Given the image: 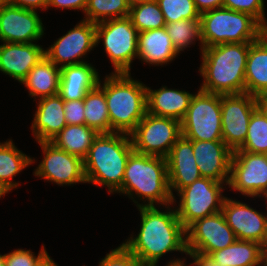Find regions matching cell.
<instances>
[{
    "mask_svg": "<svg viewBox=\"0 0 267 266\" xmlns=\"http://www.w3.org/2000/svg\"><path fill=\"white\" fill-rule=\"evenodd\" d=\"M156 207H137L141 215L138 234L122 243L144 266L159 262L163 255L173 251L188 254L186 229L175 207L167 205L162 208L164 211Z\"/></svg>",
    "mask_w": 267,
    "mask_h": 266,
    "instance_id": "obj_1",
    "label": "cell"
},
{
    "mask_svg": "<svg viewBox=\"0 0 267 266\" xmlns=\"http://www.w3.org/2000/svg\"><path fill=\"white\" fill-rule=\"evenodd\" d=\"M251 43L203 48L199 72L204 80L199 89L221 95L245 93V68Z\"/></svg>",
    "mask_w": 267,
    "mask_h": 266,
    "instance_id": "obj_2",
    "label": "cell"
},
{
    "mask_svg": "<svg viewBox=\"0 0 267 266\" xmlns=\"http://www.w3.org/2000/svg\"><path fill=\"white\" fill-rule=\"evenodd\" d=\"M117 193L126 194L137 207L175 205L169 188L166 158L133 151L126 163L122 188Z\"/></svg>",
    "mask_w": 267,
    "mask_h": 266,
    "instance_id": "obj_3",
    "label": "cell"
},
{
    "mask_svg": "<svg viewBox=\"0 0 267 266\" xmlns=\"http://www.w3.org/2000/svg\"><path fill=\"white\" fill-rule=\"evenodd\" d=\"M134 151L129 134L100 133L83 159L87 183L108 187L110 194L122 188L125 167Z\"/></svg>",
    "mask_w": 267,
    "mask_h": 266,
    "instance_id": "obj_4",
    "label": "cell"
},
{
    "mask_svg": "<svg viewBox=\"0 0 267 266\" xmlns=\"http://www.w3.org/2000/svg\"><path fill=\"white\" fill-rule=\"evenodd\" d=\"M99 79L109 113L111 132L130 134L147 113L146 85L130 73H113ZM102 84V85H101Z\"/></svg>",
    "mask_w": 267,
    "mask_h": 266,
    "instance_id": "obj_5",
    "label": "cell"
},
{
    "mask_svg": "<svg viewBox=\"0 0 267 266\" xmlns=\"http://www.w3.org/2000/svg\"><path fill=\"white\" fill-rule=\"evenodd\" d=\"M203 48L225 43L255 42L261 37L262 25L247 13L219 7L200 14Z\"/></svg>",
    "mask_w": 267,
    "mask_h": 266,
    "instance_id": "obj_6",
    "label": "cell"
},
{
    "mask_svg": "<svg viewBox=\"0 0 267 266\" xmlns=\"http://www.w3.org/2000/svg\"><path fill=\"white\" fill-rule=\"evenodd\" d=\"M95 41L96 47L102 41L113 73H130L138 53V31L129 16L96 23Z\"/></svg>",
    "mask_w": 267,
    "mask_h": 266,
    "instance_id": "obj_7",
    "label": "cell"
},
{
    "mask_svg": "<svg viewBox=\"0 0 267 266\" xmlns=\"http://www.w3.org/2000/svg\"><path fill=\"white\" fill-rule=\"evenodd\" d=\"M182 136L189 140L223 141L221 94L198 90L181 120Z\"/></svg>",
    "mask_w": 267,
    "mask_h": 266,
    "instance_id": "obj_8",
    "label": "cell"
},
{
    "mask_svg": "<svg viewBox=\"0 0 267 266\" xmlns=\"http://www.w3.org/2000/svg\"><path fill=\"white\" fill-rule=\"evenodd\" d=\"M225 185L210 178L200 177L176 193L180 200L175 210L185 229L196 220L221 212L226 197L223 196Z\"/></svg>",
    "mask_w": 267,
    "mask_h": 266,
    "instance_id": "obj_9",
    "label": "cell"
},
{
    "mask_svg": "<svg viewBox=\"0 0 267 266\" xmlns=\"http://www.w3.org/2000/svg\"><path fill=\"white\" fill-rule=\"evenodd\" d=\"M129 135L135 152L166 158L182 136L181 122L146 113Z\"/></svg>",
    "mask_w": 267,
    "mask_h": 266,
    "instance_id": "obj_10",
    "label": "cell"
},
{
    "mask_svg": "<svg viewBox=\"0 0 267 266\" xmlns=\"http://www.w3.org/2000/svg\"><path fill=\"white\" fill-rule=\"evenodd\" d=\"M228 187L246 197L267 199V154L233 151Z\"/></svg>",
    "mask_w": 267,
    "mask_h": 266,
    "instance_id": "obj_11",
    "label": "cell"
},
{
    "mask_svg": "<svg viewBox=\"0 0 267 266\" xmlns=\"http://www.w3.org/2000/svg\"><path fill=\"white\" fill-rule=\"evenodd\" d=\"M237 240L231 227L226 223L222 212L196 220L186 229L188 254L209 256Z\"/></svg>",
    "mask_w": 267,
    "mask_h": 266,
    "instance_id": "obj_12",
    "label": "cell"
},
{
    "mask_svg": "<svg viewBox=\"0 0 267 266\" xmlns=\"http://www.w3.org/2000/svg\"><path fill=\"white\" fill-rule=\"evenodd\" d=\"M42 148L44 158L33 172L34 176L42 177L58 186L87 183L83 159L59 149L50 141L37 142Z\"/></svg>",
    "mask_w": 267,
    "mask_h": 266,
    "instance_id": "obj_13",
    "label": "cell"
},
{
    "mask_svg": "<svg viewBox=\"0 0 267 266\" xmlns=\"http://www.w3.org/2000/svg\"><path fill=\"white\" fill-rule=\"evenodd\" d=\"M95 39L96 24L82 19L45 49V56L59 68L87 62L83 57L96 47Z\"/></svg>",
    "mask_w": 267,
    "mask_h": 266,
    "instance_id": "obj_14",
    "label": "cell"
},
{
    "mask_svg": "<svg viewBox=\"0 0 267 266\" xmlns=\"http://www.w3.org/2000/svg\"><path fill=\"white\" fill-rule=\"evenodd\" d=\"M256 108L255 96L248 93L221 95L222 139L232 151L244 143Z\"/></svg>",
    "mask_w": 267,
    "mask_h": 266,
    "instance_id": "obj_15",
    "label": "cell"
},
{
    "mask_svg": "<svg viewBox=\"0 0 267 266\" xmlns=\"http://www.w3.org/2000/svg\"><path fill=\"white\" fill-rule=\"evenodd\" d=\"M44 30L37 11L10 4L0 8L1 43H34L42 39Z\"/></svg>",
    "mask_w": 267,
    "mask_h": 266,
    "instance_id": "obj_16",
    "label": "cell"
},
{
    "mask_svg": "<svg viewBox=\"0 0 267 266\" xmlns=\"http://www.w3.org/2000/svg\"><path fill=\"white\" fill-rule=\"evenodd\" d=\"M222 214L237 240L263 244L267 233V213H261L248 204L225 197Z\"/></svg>",
    "mask_w": 267,
    "mask_h": 266,
    "instance_id": "obj_17",
    "label": "cell"
},
{
    "mask_svg": "<svg viewBox=\"0 0 267 266\" xmlns=\"http://www.w3.org/2000/svg\"><path fill=\"white\" fill-rule=\"evenodd\" d=\"M166 161L169 188L174 204V202L176 203V196L173 192L178 193L181 189L202 177L194 158L193 140L181 136L172 146Z\"/></svg>",
    "mask_w": 267,
    "mask_h": 266,
    "instance_id": "obj_18",
    "label": "cell"
},
{
    "mask_svg": "<svg viewBox=\"0 0 267 266\" xmlns=\"http://www.w3.org/2000/svg\"><path fill=\"white\" fill-rule=\"evenodd\" d=\"M193 152L202 177L228 186L233 151L224 141L193 140Z\"/></svg>",
    "mask_w": 267,
    "mask_h": 266,
    "instance_id": "obj_19",
    "label": "cell"
},
{
    "mask_svg": "<svg viewBox=\"0 0 267 266\" xmlns=\"http://www.w3.org/2000/svg\"><path fill=\"white\" fill-rule=\"evenodd\" d=\"M44 57L45 49L35 42H3L0 45V71L20 83Z\"/></svg>",
    "mask_w": 267,
    "mask_h": 266,
    "instance_id": "obj_20",
    "label": "cell"
},
{
    "mask_svg": "<svg viewBox=\"0 0 267 266\" xmlns=\"http://www.w3.org/2000/svg\"><path fill=\"white\" fill-rule=\"evenodd\" d=\"M33 116L31 130L37 142L51 141L67 125L59 94L39 99Z\"/></svg>",
    "mask_w": 267,
    "mask_h": 266,
    "instance_id": "obj_21",
    "label": "cell"
},
{
    "mask_svg": "<svg viewBox=\"0 0 267 266\" xmlns=\"http://www.w3.org/2000/svg\"><path fill=\"white\" fill-rule=\"evenodd\" d=\"M193 95L189 91L171 89L166 86H161L157 90L146 87L147 113L181 122Z\"/></svg>",
    "mask_w": 267,
    "mask_h": 266,
    "instance_id": "obj_22",
    "label": "cell"
},
{
    "mask_svg": "<svg viewBox=\"0 0 267 266\" xmlns=\"http://www.w3.org/2000/svg\"><path fill=\"white\" fill-rule=\"evenodd\" d=\"M99 79L98 71L88 62L62 67L59 95L64 101L84 99L98 85Z\"/></svg>",
    "mask_w": 267,
    "mask_h": 266,
    "instance_id": "obj_23",
    "label": "cell"
},
{
    "mask_svg": "<svg viewBox=\"0 0 267 266\" xmlns=\"http://www.w3.org/2000/svg\"><path fill=\"white\" fill-rule=\"evenodd\" d=\"M137 58L149 65L163 66L178 57L165 27L138 32Z\"/></svg>",
    "mask_w": 267,
    "mask_h": 266,
    "instance_id": "obj_24",
    "label": "cell"
},
{
    "mask_svg": "<svg viewBox=\"0 0 267 266\" xmlns=\"http://www.w3.org/2000/svg\"><path fill=\"white\" fill-rule=\"evenodd\" d=\"M61 68L57 67L46 56L42 58L20 82L29 95L39 99L59 94Z\"/></svg>",
    "mask_w": 267,
    "mask_h": 266,
    "instance_id": "obj_25",
    "label": "cell"
},
{
    "mask_svg": "<svg viewBox=\"0 0 267 266\" xmlns=\"http://www.w3.org/2000/svg\"><path fill=\"white\" fill-rule=\"evenodd\" d=\"M267 92V41L261 36L250 44L245 68V93Z\"/></svg>",
    "mask_w": 267,
    "mask_h": 266,
    "instance_id": "obj_26",
    "label": "cell"
},
{
    "mask_svg": "<svg viewBox=\"0 0 267 266\" xmlns=\"http://www.w3.org/2000/svg\"><path fill=\"white\" fill-rule=\"evenodd\" d=\"M208 258L221 266H261L262 245L254 241L236 240L230 246L212 252Z\"/></svg>",
    "mask_w": 267,
    "mask_h": 266,
    "instance_id": "obj_27",
    "label": "cell"
},
{
    "mask_svg": "<svg viewBox=\"0 0 267 266\" xmlns=\"http://www.w3.org/2000/svg\"><path fill=\"white\" fill-rule=\"evenodd\" d=\"M35 161L20 151L12 139L0 142V185L8 192L17 188L20 184L12 181V178Z\"/></svg>",
    "mask_w": 267,
    "mask_h": 266,
    "instance_id": "obj_28",
    "label": "cell"
},
{
    "mask_svg": "<svg viewBox=\"0 0 267 266\" xmlns=\"http://www.w3.org/2000/svg\"><path fill=\"white\" fill-rule=\"evenodd\" d=\"M97 135L94 129L85 124L66 125L50 142L59 149L84 159Z\"/></svg>",
    "mask_w": 267,
    "mask_h": 266,
    "instance_id": "obj_29",
    "label": "cell"
},
{
    "mask_svg": "<svg viewBox=\"0 0 267 266\" xmlns=\"http://www.w3.org/2000/svg\"><path fill=\"white\" fill-rule=\"evenodd\" d=\"M85 125L98 134L111 133L109 113L104 91L97 85L84 98Z\"/></svg>",
    "mask_w": 267,
    "mask_h": 266,
    "instance_id": "obj_30",
    "label": "cell"
},
{
    "mask_svg": "<svg viewBox=\"0 0 267 266\" xmlns=\"http://www.w3.org/2000/svg\"><path fill=\"white\" fill-rule=\"evenodd\" d=\"M129 14L130 6L125 0H88L83 19L96 24L127 17Z\"/></svg>",
    "mask_w": 267,
    "mask_h": 266,
    "instance_id": "obj_31",
    "label": "cell"
},
{
    "mask_svg": "<svg viewBox=\"0 0 267 266\" xmlns=\"http://www.w3.org/2000/svg\"><path fill=\"white\" fill-rule=\"evenodd\" d=\"M165 29L179 53L196 43L195 41H200V50L202 52L200 19L167 23Z\"/></svg>",
    "mask_w": 267,
    "mask_h": 266,
    "instance_id": "obj_32",
    "label": "cell"
},
{
    "mask_svg": "<svg viewBox=\"0 0 267 266\" xmlns=\"http://www.w3.org/2000/svg\"><path fill=\"white\" fill-rule=\"evenodd\" d=\"M129 17L138 32L159 29L166 25L164 15L156 0L131 6Z\"/></svg>",
    "mask_w": 267,
    "mask_h": 266,
    "instance_id": "obj_33",
    "label": "cell"
},
{
    "mask_svg": "<svg viewBox=\"0 0 267 266\" xmlns=\"http://www.w3.org/2000/svg\"><path fill=\"white\" fill-rule=\"evenodd\" d=\"M234 151L267 154V118L258 108L251 115L244 143Z\"/></svg>",
    "mask_w": 267,
    "mask_h": 266,
    "instance_id": "obj_34",
    "label": "cell"
},
{
    "mask_svg": "<svg viewBox=\"0 0 267 266\" xmlns=\"http://www.w3.org/2000/svg\"><path fill=\"white\" fill-rule=\"evenodd\" d=\"M166 24L180 20L200 19L193 0H156Z\"/></svg>",
    "mask_w": 267,
    "mask_h": 266,
    "instance_id": "obj_35",
    "label": "cell"
},
{
    "mask_svg": "<svg viewBox=\"0 0 267 266\" xmlns=\"http://www.w3.org/2000/svg\"><path fill=\"white\" fill-rule=\"evenodd\" d=\"M48 253L44 245H42L38 255L26 249H16L12 252L4 254L5 266H38Z\"/></svg>",
    "mask_w": 267,
    "mask_h": 266,
    "instance_id": "obj_36",
    "label": "cell"
},
{
    "mask_svg": "<svg viewBox=\"0 0 267 266\" xmlns=\"http://www.w3.org/2000/svg\"><path fill=\"white\" fill-rule=\"evenodd\" d=\"M264 0H224L223 7L254 17L261 25L267 19Z\"/></svg>",
    "mask_w": 267,
    "mask_h": 266,
    "instance_id": "obj_37",
    "label": "cell"
},
{
    "mask_svg": "<svg viewBox=\"0 0 267 266\" xmlns=\"http://www.w3.org/2000/svg\"><path fill=\"white\" fill-rule=\"evenodd\" d=\"M99 266H144L123 244L111 250L99 262Z\"/></svg>",
    "mask_w": 267,
    "mask_h": 266,
    "instance_id": "obj_38",
    "label": "cell"
},
{
    "mask_svg": "<svg viewBox=\"0 0 267 266\" xmlns=\"http://www.w3.org/2000/svg\"><path fill=\"white\" fill-rule=\"evenodd\" d=\"M84 99L64 101V117L67 125L85 124Z\"/></svg>",
    "mask_w": 267,
    "mask_h": 266,
    "instance_id": "obj_39",
    "label": "cell"
},
{
    "mask_svg": "<svg viewBox=\"0 0 267 266\" xmlns=\"http://www.w3.org/2000/svg\"><path fill=\"white\" fill-rule=\"evenodd\" d=\"M88 0H48L47 9L54 7L60 9L81 10L83 13L86 10Z\"/></svg>",
    "mask_w": 267,
    "mask_h": 266,
    "instance_id": "obj_40",
    "label": "cell"
},
{
    "mask_svg": "<svg viewBox=\"0 0 267 266\" xmlns=\"http://www.w3.org/2000/svg\"><path fill=\"white\" fill-rule=\"evenodd\" d=\"M9 4L29 10H47L48 0H9Z\"/></svg>",
    "mask_w": 267,
    "mask_h": 266,
    "instance_id": "obj_41",
    "label": "cell"
},
{
    "mask_svg": "<svg viewBox=\"0 0 267 266\" xmlns=\"http://www.w3.org/2000/svg\"><path fill=\"white\" fill-rule=\"evenodd\" d=\"M197 11L202 14L206 11L223 7L224 0H193Z\"/></svg>",
    "mask_w": 267,
    "mask_h": 266,
    "instance_id": "obj_42",
    "label": "cell"
},
{
    "mask_svg": "<svg viewBox=\"0 0 267 266\" xmlns=\"http://www.w3.org/2000/svg\"><path fill=\"white\" fill-rule=\"evenodd\" d=\"M193 261L190 263L191 266H221L219 264L214 263L211 261L207 256H200L197 254H187Z\"/></svg>",
    "mask_w": 267,
    "mask_h": 266,
    "instance_id": "obj_43",
    "label": "cell"
},
{
    "mask_svg": "<svg viewBox=\"0 0 267 266\" xmlns=\"http://www.w3.org/2000/svg\"><path fill=\"white\" fill-rule=\"evenodd\" d=\"M257 108L267 118V92L255 96Z\"/></svg>",
    "mask_w": 267,
    "mask_h": 266,
    "instance_id": "obj_44",
    "label": "cell"
},
{
    "mask_svg": "<svg viewBox=\"0 0 267 266\" xmlns=\"http://www.w3.org/2000/svg\"><path fill=\"white\" fill-rule=\"evenodd\" d=\"M183 259H181V258H176V259H173V260L171 259L170 261H168V263L165 266H187L185 264L186 257L183 258ZM157 265H158V262L152 263V264H149V265H146V266H157Z\"/></svg>",
    "mask_w": 267,
    "mask_h": 266,
    "instance_id": "obj_45",
    "label": "cell"
},
{
    "mask_svg": "<svg viewBox=\"0 0 267 266\" xmlns=\"http://www.w3.org/2000/svg\"><path fill=\"white\" fill-rule=\"evenodd\" d=\"M38 266H58V264L48 255Z\"/></svg>",
    "mask_w": 267,
    "mask_h": 266,
    "instance_id": "obj_46",
    "label": "cell"
},
{
    "mask_svg": "<svg viewBox=\"0 0 267 266\" xmlns=\"http://www.w3.org/2000/svg\"><path fill=\"white\" fill-rule=\"evenodd\" d=\"M125 1L131 7V6L139 4V3L150 2V1H153V0H125Z\"/></svg>",
    "mask_w": 267,
    "mask_h": 266,
    "instance_id": "obj_47",
    "label": "cell"
},
{
    "mask_svg": "<svg viewBox=\"0 0 267 266\" xmlns=\"http://www.w3.org/2000/svg\"><path fill=\"white\" fill-rule=\"evenodd\" d=\"M261 36L267 41V19L262 24Z\"/></svg>",
    "mask_w": 267,
    "mask_h": 266,
    "instance_id": "obj_48",
    "label": "cell"
},
{
    "mask_svg": "<svg viewBox=\"0 0 267 266\" xmlns=\"http://www.w3.org/2000/svg\"><path fill=\"white\" fill-rule=\"evenodd\" d=\"M266 204H267V202H266ZM262 253H263V258H267V233H266V238L262 244Z\"/></svg>",
    "mask_w": 267,
    "mask_h": 266,
    "instance_id": "obj_49",
    "label": "cell"
},
{
    "mask_svg": "<svg viewBox=\"0 0 267 266\" xmlns=\"http://www.w3.org/2000/svg\"><path fill=\"white\" fill-rule=\"evenodd\" d=\"M7 193L9 192L0 185V198H2Z\"/></svg>",
    "mask_w": 267,
    "mask_h": 266,
    "instance_id": "obj_50",
    "label": "cell"
},
{
    "mask_svg": "<svg viewBox=\"0 0 267 266\" xmlns=\"http://www.w3.org/2000/svg\"><path fill=\"white\" fill-rule=\"evenodd\" d=\"M0 266H5L4 255L0 254Z\"/></svg>",
    "mask_w": 267,
    "mask_h": 266,
    "instance_id": "obj_51",
    "label": "cell"
},
{
    "mask_svg": "<svg viewBox=\"0 0 267 266\" xmlns=\"http://www.w3.org/2000/svg\"><path fill=\"white\" fill-rule=\"evenodd\" d=\"M7 4H9V0H0V8H1L2 6L7 5Z\"/></svg>",
    "mask_w": 267,
    "mask_h": 266,
    "instance_id": "obj_52",
    "label": "cell"
},
{
    "mask_svg": "<svg viewBox=\"0 0 267 266\" xmlns=\"http://www.w3.org/2000/svg\"><path fill=\"white\" fill-rule=\"evenodd\" d=\"M261 266H267V258H263Z\"/></svg>",
    "mask_w": 267,
    "mask_h": 266,
    "instance_id": "obj_53",
    "label": "cell"
}]
</instances>
